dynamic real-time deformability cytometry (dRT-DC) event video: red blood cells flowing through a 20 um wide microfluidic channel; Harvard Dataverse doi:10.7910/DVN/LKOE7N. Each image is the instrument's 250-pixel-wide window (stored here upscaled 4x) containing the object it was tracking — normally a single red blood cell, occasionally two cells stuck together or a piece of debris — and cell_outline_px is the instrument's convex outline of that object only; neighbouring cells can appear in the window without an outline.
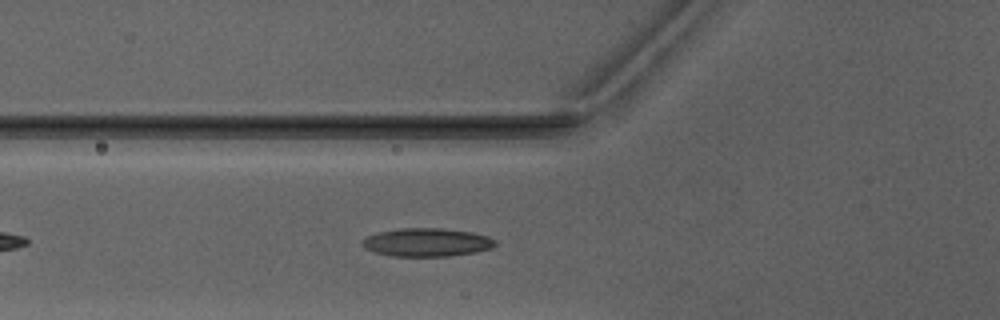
{"species": "Egyptian fruit bat (a non-hibernating species)", "species_latin": "Rousettus aegyptiacus", "temperature_condition": "warm", "stored_images_in_passage": 3, "camera_frame_rate_fps": 3000, "um_per_image_px": 0.085, "animal": {"sex": "male"}, "frame": {"image": 1, "passage_image": 3, "time_ms": 2.667, "image_size_px": [1000, 320], "cell_outline_px": [[496, 244], [492, 248], [476, 252], [452, 256], [392, 256], [372, 252], [364, 248], [360, 244], [368, 236], [380, 232], [400, 228], [444, 228], [472, 232], [488, 236], [496, 240]], "centroid_in_image_um": [36.3, 20.6], "position_along_channel_um": 89.5, "area_um2": 22.08}}